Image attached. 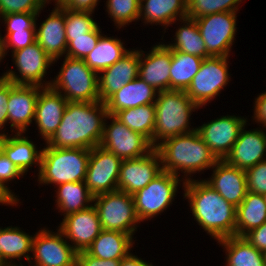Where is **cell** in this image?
Masks as SVG:
<instances>
[{"label": "cell", "mask_w": 266, "mask_h": 266, "mask_svg": "<svg viewBox=\"0 0 266 266\" xmlns=\"http://www.w3.org/2000/svg\"><path fill=\"white\" fill-rule=\"evenodd\" d=\"M113 116L129 129L145 136L153 145L156 118L155 104L124 109L116 112Z\"/></svg>", "instance_id": "d590c367"}, {"label": "cell", "mask_w": 266, "mask_h": 266, "mask_svg": "<svg viewBox=\"0 0 266 266\" xmlns=\"http://www.w3.org/2000/svg\"><path fill=\"white\" fill-rule=\"evenodd\" d=\"M16 69H8L2 77L16 85L51 86L52 80H46L48 69L54 61L46 54L37 42L12 53ZM16 70L18 72H16ZM19 73V74H18ZM45 78V80H43Z\"/></svg>", "instance_id": "30bf717a"}, {"label": "cell", "mask_w": 266, "mask_h": 266, "mask_svg": "<svg viewBox=\"0 0 266 266\" xmlns=\"http://www.w3.org/2000/svg\"><path fill=\"white\" fill-rule=\"evenodd\" d=\"M7 134L0 137V150L4 155L26 175L33 165L40 170L42 149L26 136V133ZM25 134V136H24Z\"/></svg>", "instance_id": "d4e9b609"}, {"label": "cell", "mask_w": 266, "mask_h": 266, "mask_svg": "<svg viewBox=\"0 0 266 266\" xmlns=\"http://www.w3.org/2000/svg\"><path fill=\"white\" fill-rule=\"evenodd\" d=\"M76 266H120V260L95 258L86 251H80L77 252Z\"/></svg>", "instance_id": "681fc988"}, {"label": "cell", "mask_w": 266, "mask_h": 266, "mask_svg": "<svg viewBox=\"0 0 266 266\" xmlns=\"http://www.w3.org/2000/svg\"><path fill=\"white\" fill-rule=\"evenodd\" d=\"M266 222V195L247 191L236 207V236L243 237Z\"/></svg>", "instance_id": "f546056e"}, {"label": "cell", "mask_w": 266, "mask_h": 266, "mask_svg": "<svg viewBox=\"0 0 266 266\" xmlns=\"http://www.w3.org/2000/svg\"><path fill=\"white\" fill-rule=\"evenodd\" d=\"M203 58L172 50L170 65V90L186 91L198 73Z\"/></svg>", "instance_id": "e575fe53"}, {"label": "cell", "mask_w": 266, "mask_h": 266, "mask_svg": "<svg viewBox=\"0 0 266 266\" xmlns=\"http://www.w3.org/2000/svg\"><path fill=\"white\" fill-rule=\"evenodd\" d=\"M100 26L85 36L73 37V40H67L66 57L74 59H84L96 46L100 36L103 34Z\"/></svg>", "instance_id": "ab89813d"}, {"label": "cell", "mask_w": 266, "mask_h": 266, "mask_svg": "<svg viewBox=\"0 0 266 266\" xmlns=\"http://www.w3.org/2000/svg\"><path fill=\"white\" fill-rule=\"evenodd\" d=\"M10 94V81L0 76V137L7 133L4 128L8 124V99Z\"/></svg>", "instance_id": "bcb514c9"}, {"label": "cell", "mask_w": 266, "mask_h": 266, "mask_svg": "<svg viewBox=\"0 0 266 266\" xmlns=\"http://www.w3.org/2000/svg\"><path fill=\"white\" fill-rule=\"evenodd\" d=\"M245 126L247 123L241 128L237 141L224 160L229 165L246 171L266 160V131L263 128L246 130Z\"/></svg>", "instance_id": "ffe728a7"}, {"label": "cell", "mask_w": 266, "mask_h": 266, "mask_svg": "<svg viewBox=\"0 0 266 266\" xmlns=\"http://www.w3.org/2000/svg\"><path fill=\"white\" fill-rule=\"evenodd\" d=\"M1 204L2 206H18V204L0 188V205Z\"/></svg>", "instance_id": "f5cc1de1"}, {"label": "cell", "mask_w": 266, "mask_h": 266, "mask_svg": "<svg viewBox=\"0 0 266 266\" xmlns=\"http://www.w3.org/2000/svg\"><path fill=\"white\" fill-rule=\"evenodd\" d=\"M150 48L147 54L139 49L138 77L158 92L170 90L172 50L164 42H157Z\"/></svg>", "instance_id": "ac0fdd59"}, {"label": "cell", "mask_w": 266, "mask_h": 266, "mask_svg": "<svg viewBox=\"0 0 266 266\" xmlns=\"http://www.w3.org/2000/svg\"><path fill=\"white\" fill-rule=\"evenodd\" d=\"M216 242L225 249V266H266L264 253L243 237L231 236Z\"/></svg>", "instance_id": "4dcf8cb0"}, {"label": "cell", "mask_w": 266, "mask_h": 266, "mask_svg": "<svg viewBox=\"0 0 266 266\" xmlns=\"http://www.w3.org/2000/svg\"><path fill=\"white\" fill-rule=\"evenodd\" d=\"M104 102H68L56 132L46 142L54 148L92 149L99 146L108 116Z\"/></svg>", "instance_id": "6da1fadb"}, {"label": "cell", "mask_w": 266, "mask_h": 266, "mask_svg": "<svg viewBox=\"0 0 266 266\" xmlns=\"http://www.w3.org/2000/svg\"><path fill=\"white\" fill-rule=\"evenodd\" d=\"M181 26L176 29L174 43H166L171 49L196 55L201 58L212 57L206 49L205 42L194 19L188 17L179 20ZM183 24V25H182Z\"/></svg>", "instance_id": "836d02e7"}, {"label": "cell", "mask_w": 266, "mask_h": 266, "mask_svg": "<svg viewBox=\"0 0 266 266\" xmlns=\"http://www.w3.org/2000/svg\"><path fill=\"white\" fill-rule=\"evenodd\" d=\"M162 171L161 158L155 148L143 157L122 160L118 190L133 195L146 187Z\"/></svg>", "instance_id": "2e32d148"}, {"label": "cell", "mask_w": 266, "mask_h": 266, "mask_svg": "<svg viewBox=\"0 0 266 266\" xmlns=\"http://www.w3.org/2000/svg\"><path fill=\"white\" fill-rule=\"evenodd\" d=\"M135 49H129L120 60L98 74L99 97L101 102H105L126 83L138 77L139 50L137 48Z\"/></svg>", "instance_id": "7402d4cb"}, {"label": "cell", "mask_w": 266, "mask_h": 266, "mask_svg": "<svg viewBox=\"0 0 266 266\" xmlns=\"http://www.w3.org/2000/svg\"><path fill=\"white\" fill-rule=\"evenodd\" d=\"M242 116L226 115L196 126L202 140L219 160H224L237 141L241 128L248 122Z\"/></svg>", "instance_id": "9a60e30c"}, {"label": "cell", "mask_w": 266, "mask_h": 266, "mask_svg": "<svg viewBox=\"0 0 266 266\" xmlns=\"http://www.w3.org/2000/svg\"><path fill=\"white\" fill-rule=\"evenodd\" d=\"M155 129L153 147L165 139L192 133L196 128L190 125L191 115L200 109L186 94L180 90L158 92L155 101Z\"/></svg>", "instance_id": "277c9868"}, {"label": "cell", "mask_w": 266, "mask_h": 266, "mask_svg": "<svg viewBox=\"0 0 266 266\" xmlns=\"http://www.w3.org/2000/svg\"><path fill=\"white\" fill-rule=\"evenodd\" d=\"M229 57L204 58L198 73L185 91L188 97L199 107L210 103L220 95L222 89L230 83ZM230 80V81H229Z\"/></svg>", "instance_id": "9c48e42d"}, {"label": "cell", "mask_w": 266, "mask_h": 266, "mask_svg": "<svg viewBox=\"0 0 266 266\" xmlns=\"http://www.w3.org/2000/svg\"><path fill=\"white\" fill-rule=\"evenodd\" d=\"M46 5L47 0H0V17L6 14L38 13Z\"/></svg>", "instance_id": "b9f144b4"}, {"label": "cell", "mask_w": 266, "mask_h": 266, "mask_svg": "<svg viewBox=\"0 0 266 266\" xmlns=\"http://www.w3.org/2000/svg\"><path fill=\"white\" fill-rule=\"evenodd\" d=\"M56 230L53 232L45 226L34 234L33 256L28 262L31 266H76L77 251L57 227Z\"/></svg>", "instance_id": "8fae6325"}, {"label": "cell", "mask_w": 266, "mask_h": 266, "mask_svg": "<svg viewBox=\"0 0 266 266\" xmlns=\"http://www.w3.org/2000/svg\"><path fill=\"white\" fill-rule=\"evenodd\" d=\"M24 175L20 170L4 155L0 150V188L11 197L18 205L21 199L12 190H10L9 182Z\"/></svg>", "instance_id": "7bdbcfd3"}, {"label": "cell", "mask_w": 266, "mask_h": 266, "mask_svg": "<svg viewBox=\"0 0 266 266\" xmlns=\"http://www.w3.org/2000/svg\"><path fill=\"white\" fill-rule=\"evenodd\" d=\"M243 0H187V17L190 19L220 12H238Z\"/></svg>", "instance_id": "74e56055"}, {"label": "cell", "mask_w": 266, "mask_h": 266, "mask_svg": "<svg viewBox=\"0 0 266 266\" xmlns=\"http://www.w3.org/2000/svg\"><path fill=\"white\" fill-rule=\"evenodd\" d=\"M245 173L247 191L266 195V160L248 168Z\"/></svg>", "instance_id": "ee69618b"}, {"label": "cell", "mask_w": 266, "mask_h": 266, "mask_svg": "<svg viewBox=\"0 0 266 266\" xmlns=\"http://www.w3.org/2000/svg\"><path fill=\"white\" fill-rule=\"evenodd\" d=\"M105 4L109 18L118 30L139 21L140 0H107Z\"/></svg>", "instance_id": "8d00e7d4"}, {"label": "cell", "mask_w": 266, "mask_h": 266, "mask_svg": "<svg viewBox=\"0 0 266 266\" xmlns=\"http://www.w3.org/2000/svg\"><path fill=\"white\" fill-rule=\"evenodd\" d=\"M42 87L16 85L10 81L8 99V126L14 133H26L35 118L38 95ZM15 129V130H14Z\"/></svg>", "instance_id": "d6986e66"}, {"label": "cell", "mask_w": 266, "mask_h": 266, "mask_svg": "<svg viewBox=\"0 0 266 266\" xmlns=\"http://www.w3.org/2000/svg\"><path fill=\"white\" fill-rule=\"evenodd\" d=\"M56 210L67 216L93 205L94 196L90 193L84 181L68 182L56 186Z\"/></svg>", "instance_id": "1f68e13d"}, {"label": "cell", "mask_w": 266, "mask_h": 266, "mask_svg": "<svg viewBox=\"0 0 266 266\" xmlns=\"http://www.w3.org/2000/svg\"><path fill=\"white\" fill-rule=\"evenodd\" d=\"M252 246L257 250H260L262 253L266 252V222L261 226L250 230L244 236Z\"/></svg>", "instance_id": "c3c4849f"}, {"label": "cell", "mask_w": 266, "mask_h": 266, "mask_svg": "<svg viewBox=\"0 0 266 266\" xmlns=\"http://www.w3.org/2000/svg\"><path fill=\"white\" fill-rule=\"evenodd\" d=\"M51 87L68 102L100 101L98 74L83 59L64 56L58 74L52 79Z\"/></svg>", "instance_id": "8992f818"}, {"label": "cell", "mask_w": 266, "mask_h": 266, "mask_svg": "<svg viewBox=\"0 0 266 266\" xmlns=\"http://www.w3.org/2000/svg\"><path fill=\"white\" fill-rule=\"evenodd\" d=\"M194 221L215 241L236 236V207L203 179L182 182Z\"/></svg>", "instance_id": "7a4b0ae2"}, {"label": "cell", "mask_w": 266, "mask_h": 266, "mask_svg": "<svg viewBox=\"0 0 266 266\" xmlns=\"http://www.w3.org/2000/svg\"><path fill=\"white\" fill-rule=\"evenodd\" d=\"M45 18L39 27L35 24L36 42L55 63L67 51L65 7H54Z\"/></svg>", "instance_id": "44dd1931"}, {"label": "cell", "mask_w": 266, "mask_h": 266, "mask_svg": "<svg viewBox=\"0 0 266 266\" xmlns=\"http://www.w3.org/2000/svg\"><path fill=\"white\" fill-rule=\"evenodd\" d=\"M93 205L103 230L119 231L134 238L141 223L136 215L131 194L116 190L94 196Z\"/></svg>", "instance_id": "52a82bcc"}, {"label": "cell", "mask_w": 266, "mask_h": 266, "mask_svg": "<svg viewBox=\"0 0 266 266\" xmlns=\"http://www.w3.org/2000/svg\"><path fill=\"white\" fill-rule=\"evenodd\" d=\"M128 51L120 38L102 34L95 48L83 60L89 68L99 74L120 60Z\"/></svg>", "instance_id": "d6a6232c"}, {"label": "cell", "mask_w": 266, "mask_h": 266, "mask_svg": "<svg viewBox=\"0 0 266 266\" xmlns=\"http://www.w3.org/2000/svg\"><path fill=\"white\" fill-rule=\"evenodd\" d=\"M58 229L77 251H86L102 228L94 205L62 218Z\"/></svg>", "instance_id": "e0dca14e"}, {"label": "cell", "mask_w": 266, "mask_h": 266, "mask_svg": "<svg viewBox=\"0 0 266 266\" xmlns=\"http://www.w3.org/2000/svg\"><path fill=\"white\" fill-rule=\"evenodd\" d=\"M41 11L38 13H17L6 14L0 17V22H4L6 33L16 31H35V24ZM2 18V19H1Z\"/></svg>", "instance_id": "60d3db41"}, {"label": "cell", "mask_w": 266, "mask_h": 266, "mask_svg": "<svg viewBox=\"0 0 266 266\" xmlns=\"http://www.w3.org/2000/svg\"><path fill=\"white\" fill-rule=\"evenodd\" d=\"M68 101L51 86L40 89L34 123L42 139L47 142L56 132Z\"/></svg>", "instance_id": "603a6c76"}, {"label": "cell", "mask_w": 266, "mask_h": 266, "mask_svg": "<svg viewBox=\"0 0 266 266\" xmlns=\"http://www.w3.org/2000/svg\"><path fill=\"white\" fill-rule=\"evenodd\" d=\"M134 241L129 234L102 229L86 252L95 258L121 260L131 253Z\"/></svg>", "instance_id": "f1b7e54d"}, {"label": "cell", "mask_w": 266, "mask_h": 266, "mask_svg": "<svg viewBox=\"0 0 266 266\" xmlns=\"http://www.w3.org/2000/svg\"><path fill=\"white\" fill-rule=\"evenodd\" d=\"M122 159L101 146L90 149L85 185L93 196L118 190Z\"/></svg>", "instance_id": "5bb4252c"}, {"label": "cell", "mask_w": 266, "mask_h": 266, "mask_svg": "<svg viewBox=\"0 0 266 266\" xmlns=\"http://www.w3.org/2000/svg\"><path fill=\"white\" fill-rule=\"evenodd\" d=\"M33 235H29L18 226L0 227V263L2 266H24L22 260L25 257L30 261L32 253Z\"/></svg>", "instance_id": "83f0119b"}, {"label": "cell", "mask_w": 266, "mask_h": 266, "mask_svg": "<svg viewBox=\"0 0 266 266\" xmlns=\"http://www.w3.org/2000/svg\"><path fill=\"white\" fill-rule=\"evenodd\" d=\"M42 148L40 170L37 173L38 185L56 187L62 183L85 180L90 149L54 148L45 144Z\"/></svg>", "instance_id": "5b68a950"}, {"label": "cell", "mask_w": 266, "mask_h": 266, "mask_svg": "<svg viewBox=\"0 0 266 266\" xmlns=\"http://www.w3.org/2000/svg\"><path fill=\"white\" fill-rule=\"evenodd\" d=\"M158 91L140 77L126 83L119 91L112 94L104 103L109 115L135 108L140 105L154 104Z\"/></svg>", "instance_id": "4316f807"}, {"label": "cell", "mask_w": 266, "mask_h": 266, "mask_svg": "<svg viewBox=\"0 0 266 266\" xmlns=\"http://www.w3.org/2000/svg\"><path fill=\"white\" fill-rule=\"evenodd\" d=\"M5 58L6 57H5L4 50H3V38L0 33V62H2V60H4Z\"/></svg>", "instance_id": "db71d44e"}, {"label": "cell", "mask_w": 266, "mask_h": 266, "mask_svg": "<svg viewBox=\"0 0 266 266\" xmlns=\"http://www.w3.org/2000/svg\"><path fill=\"white\" fill-rule=\"evenodd\" d=\"M182 181V178L162 171L146 187L135 192L132 197L139 221L151 220L171 206Z\"/></svg>", "instance_id": "ba28073f"}, {"label": "cell", "mask_w": 266, "mask_h": 266, "mask_svg": "<svg viewBox=\"0 0 266 266\" xmlns=\"http://www.w3.org/2000/svg\"><path fill=\"white\" fill-rule=\"evenodd\" d=\"M253 106L254 114L252 119L260 124V128L262 127L266 130V91L255 98Z\"/></svg>", "instance_id": "f907efd6"}, {"label": "cell", "mask_w": 266, "mask_h": 266, "mask_svg": "<svg viewBox=\"0 0 266 266\" xmlns=\"http://www.w3.org/2000/svg\"><path fill=\"white\" fill-rule=\"evenodd\" d=\"M120 266H154L152 263L146 262L142 258L130 253L127 257L120 260Z\"/></svg>", "instance_id": "816d5d0a"}, {"label": "cell", "mask_w": 266, "mask_h": 266, "mask_svg": "<svg viewBox=\"0 0 266 266\" xmlns=\"http://www.w3.org/2000/svg\"><path fill=\"white\" fill-rule=\"evenodd\" d=\"M92 14L94 12L65 8V32L67 40H73V37L85 36V34L93 31L98 26Z\"/></svg>", "instance_id": "f35d334b"}, {"label": "cell", "mask_w": 266, "mask_h": 266, "mask_svg": "<svg viewBox=\"0 0 266 266\" xmlns=\"http://www.w3.org/2000/svg\"><path fill=\"white\" fill-rule=\"evenodd\" d=\"M99 146L122 160L143 157L154 149L145 136L129 129L113 115L106 117Z\"/></svg>", "instance_id": "4fadbf2b"}, {"label": "cell", "mask_w": 266, "mask_h": 266, "mask_svg": "<svg viewBox=\"0 0 266 266\" xmlns=\"http://www.w3.org/2000/svg\"><path fill=\"white\" fill-rule=\"evenodd\" d=\"M2 38L3 50L6 56L9 52V49H12L11 53H13L36 42V33L35 31H16L12 33H6Z\"/></svg>", "instance_id": "f6af8a7d"}, {"label": "cell", "mask_w": 266, "mask_h": 266, "mask_svg": "<svg viewBox=\"0 0 266 266\" xmlns=\"http://www.w3.org/2000/svg\"><path fill=\"white\" fill-rule=\"evenodd\" d=\"M236 14L238 12H220L194 19L212 57H230L237 32Z\"/></svg>", "instance_id": "7c38bea8"}, {"label": "cell", "mask_w": 266, "mask_h": 266, "mask_svg": "<svg viewBox=\"0 0 266 266\" xmlns=\"http://www.w3.org/2000/svg\"><path fill=\"white\" fill-rule=\"evenodd\" d=\"M212 170L210 178L204 181L227 202L238 207L247 193L245 170L229 165L225 160H219Z\"/></svg>", "instance_id": "cb8c5ba5"}, {"label": "cell", "mask_w": 266, "mask_h": 266, "mask_svg": "<svg viewBox=\"0 0 266 266\" xmlns=\"http://www.w3.org/2000/svg\"><path fill=\"white\" fill-rule=\"evenodd\" d=\"M55 2V7H65L71 10L94 12L100 0H47V4Z\"/></svg>", "instance_id": "7dc6e473"}, {"label": "cell", "mask_w": 266, "mask_h": 266, "mask_svg": "<svg viewBox=\"0 0 266 266\" xmlns=\"http://www.w3.org/2000/svg\"><path fill=\"white\" fill-rule=\"evenodd\" d=\"M186 17L187 0H140L139 20L145 25H161L164 34L167 27Z\"/></svg>", "instance_id": "484cf974"}, {"label": "cell", "mask_w": 266, "mask_h": 266, "mask_svg": "<svg viewBox=\"0 0 266 266\" xmlns=\"http://www.w3.org/2000/svg\"><path fill=\"white\" fill-rule=\"evenodd\" d=\"M155 149L162 170L178 177L181 172L184 182L192 180L193 174L212 169L219 161L197 131L165 139Z\"/></svg>", "instance_id": "3957f363"}]
</instances>
